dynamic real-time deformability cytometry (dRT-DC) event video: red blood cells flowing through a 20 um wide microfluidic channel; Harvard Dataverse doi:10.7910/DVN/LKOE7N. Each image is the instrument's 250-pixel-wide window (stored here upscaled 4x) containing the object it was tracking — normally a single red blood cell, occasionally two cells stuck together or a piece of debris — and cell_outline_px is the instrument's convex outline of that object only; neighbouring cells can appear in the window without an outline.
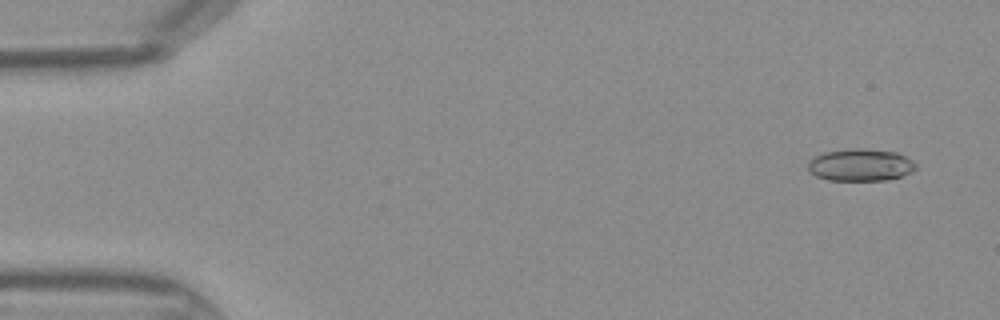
{"species": "Egyptian fruit bat (a non-hibernating species)", "species_latin": "Rousettus aegyptiacus", "temperature_condition": "warm", "stored_images_in_passage": 44, "camera_frame_rate_fps": 3000, "um_per_image_px": 0.085, "frame": {"image": 1, "passage_image": 2, "time_ms": 0.333, "image_size_px": [1000, 320], "cell_outline_px": [[916, 168], [912, 172], [888, 180], [828, 180], [816, 176], [808, 168], [808, 160], [824, 152], [856, 148], [864, 148], [896, 152], [912, 160], [916, 164]], "centroid_in_image_um": [73.15, 14.02], "position_along_channel_um": 11.9, "area_um2": 20.17}}
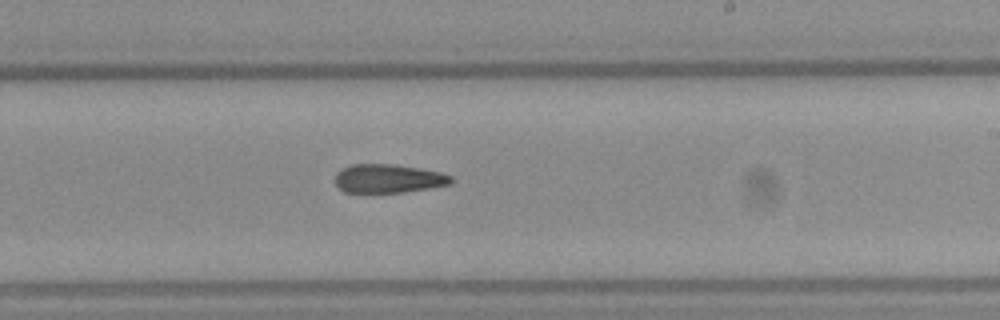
{"frame": {"image": 2, "passage_image": 26, "time_ms": 8.333, "image_size_px": [1000, 320], "cell_outline_px": [[452, 180], [448, 184], [428, 188], [404, 192], [344, 192], [336, 184], [336, 172], [352, 164], [392, 164], [440, 172], [452, 176]], "centroid_in_image_um": [32.98, 15.17], "position_along_channel_um": 256.0, "area_um2": 19.02}}
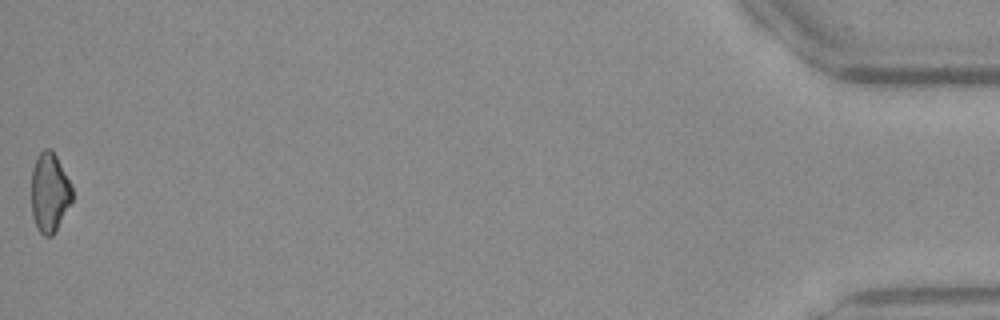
{"frame": {"image": 3, "passage_image": 44, "time_ms": 14.333, "image_size_px": [1000, 320], "cell_outline_px": [[72, 200], [52, 236], [44, 236], [40, 232], [36, 224], [32, 212], [32, 168], [40, 152], [44, 148], [52, 148], [72, 184]], "centroid_in_image_um": [4.22, 16.31], "position_along_channel_um": 431.0, "area_um2": 18.67}}